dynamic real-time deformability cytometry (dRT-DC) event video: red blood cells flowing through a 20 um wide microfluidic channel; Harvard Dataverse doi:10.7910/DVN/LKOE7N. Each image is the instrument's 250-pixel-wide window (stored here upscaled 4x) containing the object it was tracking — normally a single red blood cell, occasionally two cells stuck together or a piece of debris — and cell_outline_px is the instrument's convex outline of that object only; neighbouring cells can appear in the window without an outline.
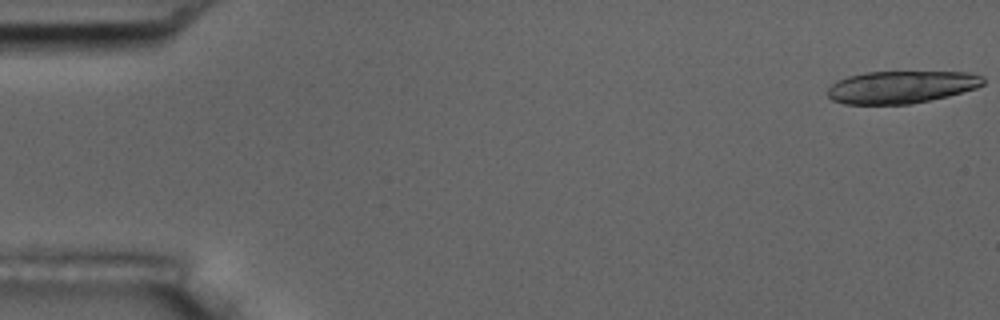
{"species": "common noctule bat (a hibernating species)", "species_latin": "Nyctalus noctula", "temperature_condition": "room temperature", "stored_images_in_passage": 20, "camera_frame_rate_fps": 3000, "um_per_image_px": 0.085, "animal": {"sex": "male", "body_mass_g": 17.5, "forearm_length_mm": 52.3}, "frame": {"image": 1, "passage_image": 1, "time_ms": 0.0, "image_size_px": [1000, 320], "cell_outline_px": [[984, 84], [976, 88], [948, 96], [912, 104], [844, 104], [832, 100], [828, 96], [828, 88], [836, 80], [848, 76], [864, 72], [968, 72], [984, 76]], "centroid_in_image_um": [76.6, 7.4], "position_along_channel_um": 8.4, "area_um2": 29.54}}